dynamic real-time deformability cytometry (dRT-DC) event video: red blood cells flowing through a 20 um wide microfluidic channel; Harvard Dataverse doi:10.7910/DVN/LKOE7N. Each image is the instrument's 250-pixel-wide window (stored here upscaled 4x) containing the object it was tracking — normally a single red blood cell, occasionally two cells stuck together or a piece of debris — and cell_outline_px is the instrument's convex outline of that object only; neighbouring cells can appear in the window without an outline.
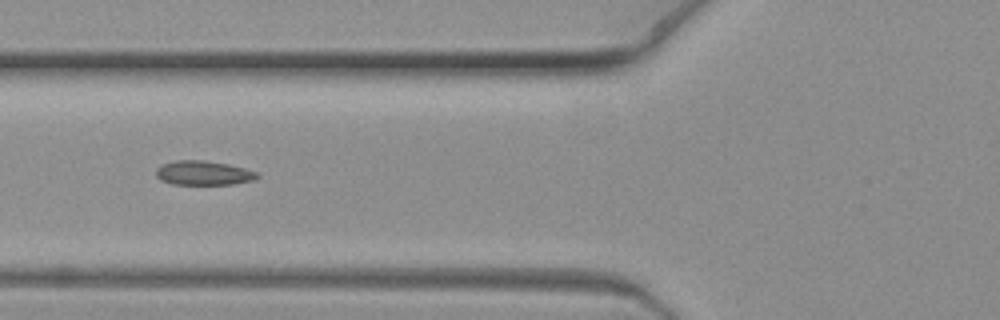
{"species": "common noctule bat (a hibernating species)", "species_latin": "Nyctalus noctula", "temperature_condition": "warm", "stored_images_in_passage": 6, "camera_frame_rate_fps": 3000, "um_per_image_px": 0.085, "animal": {"sex": "female", "body_mass_g": 19.3, "forearm_length_mm": 54.1}, "frame": {"image": 1, "passage_image": 3, "time_ms": 0.667, "image_size_px": [1000, 320], "cell_outline_px": [[260, 176], [252, 180], [232, 184], [172, 184], [160, 180], [156, 176], [156, 168], [164, 164], [176, 160], [204, 160], [228, 164], [244, 168], [256, 172]], "centroid_in_image_um": [17.27, 14.7], "position_along_channel_um": 108.5, "area_um2": 14.22}}
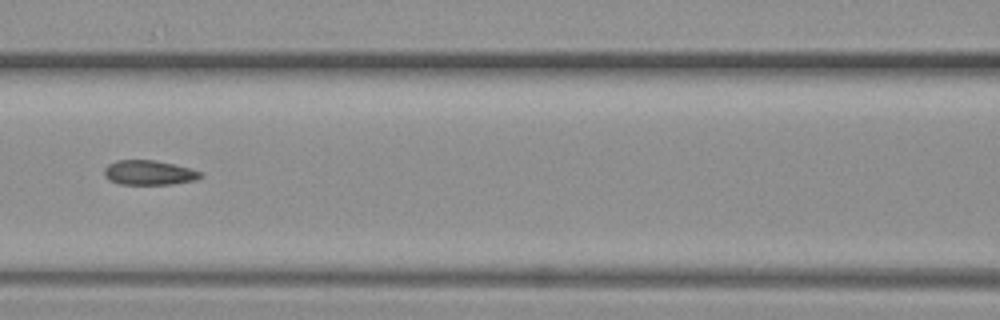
{"frame": {"image": 2, "passage_image": 4, "time_ms": 1.0, "image_size_px": [1000, 320], "cell_outline_px": [[204, 176], [196, 180], [172, 184], [120, 184], [108, 180], [104, 176], [104, 168], [108, 164], [116, 160], [152, 160], [172, 164], [188, 168], [200, 172]], "centroid_in_image_um": [12.62, 14.68], "position_along_channel_um": 154.0, "area_um2": 13.76}}
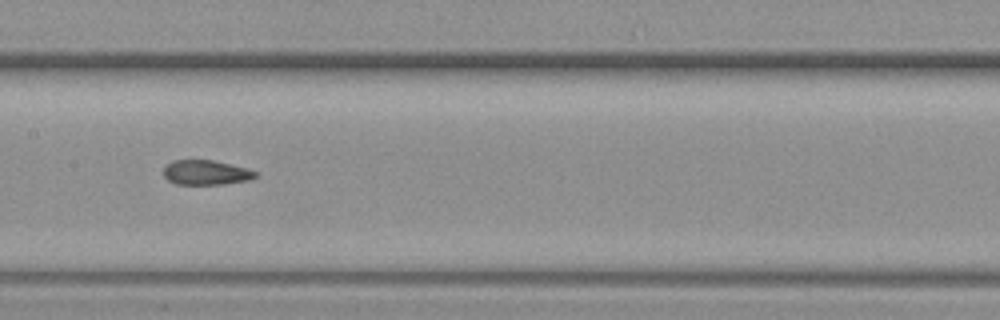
{"frame": {"image": 3, "passage_image": 5, "time_ms": 1.333, "image_size_px": [1000, 320], "cell_outline_px": [[256, 176], [248, 180], [224, 184], [176, 184], [168, 180], [164, 176], [164, 168], [172, 160], [212, 160], [248, 168], [256, 172]], "centroid_in_image_um": [17.5, 14.66], "position_along_channel_um": 189.9, "area_um2": 13.12}}